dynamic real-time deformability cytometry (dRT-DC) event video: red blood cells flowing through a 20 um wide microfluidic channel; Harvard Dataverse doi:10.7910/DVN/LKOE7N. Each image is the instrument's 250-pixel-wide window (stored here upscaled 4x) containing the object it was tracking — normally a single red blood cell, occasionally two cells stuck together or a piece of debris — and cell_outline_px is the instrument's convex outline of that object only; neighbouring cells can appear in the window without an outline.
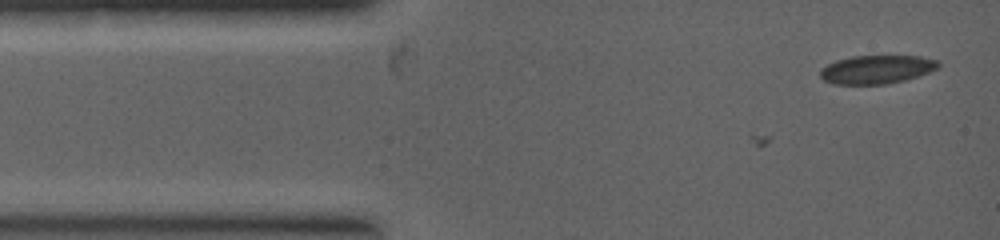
{"species": "common noctule bat (a hibernating species)", "species_latin": "Nyctalus noctula", "temperature_condition": "warm", "stored_images_in_passage": 4, "camera_frame_rate_fps": 5000, "um_per_image_px": 0.085, "animal": {"sex": "female", "body_mass_g": 19.0, "forearm_length_mm": 53.3}, "frame": {"image": 1, "passage_image": 4, "time_ms": 0.8, "image_size_px": [1000, 240], "cell_outline_px": [[940, 64], [936, 68], [928, 72], [904, 80], [884, 84], [832, 84], [824, 80], [820, 76], [820, 68], [836, 60], [852, 56], [920, 56], [936, 60]], "centroid_in_image_um": [74.46, 5.9], "position_along_channel_um": 10.5, "area_um2": 19.42}}